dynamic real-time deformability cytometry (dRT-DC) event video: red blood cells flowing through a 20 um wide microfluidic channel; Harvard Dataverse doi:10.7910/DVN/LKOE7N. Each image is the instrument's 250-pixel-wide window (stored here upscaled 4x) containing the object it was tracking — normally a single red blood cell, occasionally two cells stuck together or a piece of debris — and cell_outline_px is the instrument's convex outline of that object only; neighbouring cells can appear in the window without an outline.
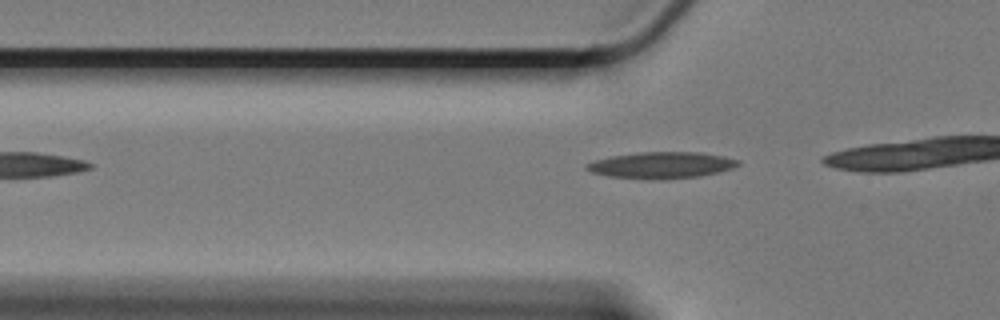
{"species": "Egyptian fruit bat (a non-hibernating species)", "species_latin": "Rousettus aegyptiacus", "temperature_condition": "cold", "stored_images_in_passage": 8, "camera_frame_rate_fps": 3000, "um_per_image_px": 0.085, "animal": {"sex": "female"}, "frame": {"image": 1, "passage_image": 2, "time_ms": 0.333, "image_size_px": [1000, 320], "cell_outline_px": [[740, 164], [732, 168], [720, 172], [700, 176], [664, 180], [660, 180], [608, 176], [592, 172], [584, 168], [584, 164], [596, 160], [612, 156], [640, 152], [700, 152], [724, 156], [740, 160]], "centroid_in_image_um": [56.25, 14.04], "position_along_channel_um": 69.6, "area_um2": 23.47}}
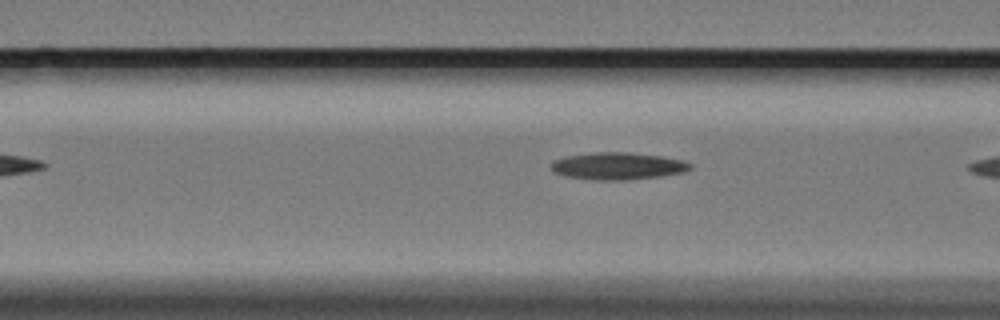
{"frame": {"image": 2, "passage_image": 6, "time_ms": 1.667, "image_size_px": [1000, 320], "cell_outline_px": [[692, 168], [684, 172], [660, 176], [628, 180], [596, 180], [564, 176], [552, 172], [552, 160], [564, 156], [596, 152], [628, 152], [660, 156], [680, 160], [692, 164]], "centroid_in_image_um": [52.47, 14.11], "position_along_channel_um": 114.1, "area_um2": 22.08}}